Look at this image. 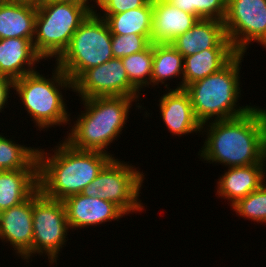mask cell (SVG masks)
I'll return each instance as SVG.
<instances>
[{
  "label": "cell",
  "mask_w": 266,
  "mask_h": 267,
  "mask_svg": "<svg viewBox=\"0 0 266 267\" xmlns=\"http://www.w3.org/2000/svg\"><path fill=\"white\" fill-rule=\"evenodd\" d=\"M201 157L229 167L266 160V110L253 107L245 115L210 123Z\"/></svg>",
  "instance_id": "obj_1"
},
{
  "label": "cell",
  "mask_w": 266,
  "mask_h": 267,
  "mask_svg": "<svg viewBox=\"0 0 266 267\" xmlns=\"http://www.w3.org/2000/svg\"><path fill=\"white\" fill-rule=\"evenodd\" d=\"M56 151L45 159V152L38 150V183L46 197L60 201L80 194L113 158L100 151L75 149L66 141Z\"/></svg>",
  "instance_id": "obj_2"
},
{
  "label": "cell",
  "mask_w": 266,
  "mask_h": 267,
  "mask_svg": "<svg viewBox=\"0 0 266 267\" xmlns=\"http://www.w3.org/2000/svg\"><path fill=\"white\" fill-rule=\"evenodd\" d=\"M134 99L124 96L82 99L87 110L76 121L65 141L78 150L107 153L105 148L122 131Z\"/></svg>",
  "instance_id": "obj_3"
},
{
  "label": "cell",
  "mask_w": 266,
  "mask_h": 267,
  "mask_svg": "<svg viewBox=\"0 0 266 267\" xmlns=\"http://www.w3.org/2000/svg\"><path fill=\"white\" fill-rule=\"evenodd\" d=\"M244 54H237L220 71L187 85L195 118L205 125L211 117L228 120L245 115L251 106L235 109L239 90V65Z\"/></svg>",
  "instance_id": "obj_4"
},
{
  "label": "cell",
  "mask_w": 266,
  "mask_h": 267,
  "mask_svg": "<svg viewBox=\"0 0 266 267\" xmlns=\"http://www.w3.org/2000/svg\"><path fill=\"white\" fill-rule=\"evenodd\" d=\"M113 58L109 27L95 11L82 22L56 63L74 82L85 70Z\"/></svg>",
  "instance_id": "obj_5"
},
{
  "label": "cell",
  "mask_w": 266,
  "mask_h": 267,
  "mask_svg": "<svg viewBox=\"0 0 266 267\" xmlns=\"http://www.w3.org/2000/svg\"><path fill=\"white\" fill-rule=\"evenodd\" d=\"M92 8V9H91ZM94 7L43 2L37 5L33 46L44 59L59 57ZM57 55V56H56Z\"/></svg>",
  "instance_id": "obj_6"
},
{
  "label": "cell",
  "mask_w": 266,
  "mask_h": 267,
  "mask_svg": "<svg viewBox=\"0 0 266 267\" xmlns=\"http://www.w3.org/2000/svg\"><path fill=\"white\" fill-rule=\"evenodd\" d=\"M56 67L55 72L52 73L55 74L52 79L54 81L44 78L36 71L14 80L13 88L17 91L16 94H19L24 107L39 128L61 125L60 123L69 121L65 103L57 85L73 89V82L58 66Z\"/></svg>",
  "instance_id": "obj_7"
},
{
  "label": "cell",
  "mask_w": 266,
  "mask_h": 267,
  "mask_svg": "<svg viewBox=\"0 0 266 267\" xmlns=\"http://www.w3.org/2000/svg\"><path fill=\"white\" fill-rule=\"evenodd\" d=\"M142 177L140 171L113 157L81 194L113 202L125 214L140 211L143 206L137 200Z\"/></svg>",
  "instance_id": "obj_8"
},
{
  "label": "cell",
  "mask_w": 266,
  "mask_h": 267,
  "mask_svg": "<svg viewBox=\"0 0 266 267\" xmlns=\"http://www.w3.org/2000/svg\"><path fill=\"white\" fill-rule=\"evenodd\" d=\"M68 229L63 201L46 197L38 188L33 193V254L44 251L54 263Z\"/></svg>",
  "instance_id": "obj_9"
},
{
  "label": "cell",
  "mask_w": 266,
  "mask_h": 267,
  "mask_svg": "<svg viewBox=\"0 0 266 267\" xmlns=\"http://www.w3.org/2000/svg\"><path fill=\"white\" fill-rule=\"evenodd\" d=\"M223 24L238 54H244L251 41L266 47V0H227Z\"/></svg>",
  "instance_id": "obj_10"
},
{
  "label": "cell",
  "mask_w": 266,
  "mask_h": 267,
  "mask_svg": "<svg viewBox=\"0 0 266 267\" xmlns=\"http://www.w3.org/2000/svg\"><path fill=\"white\" fill-rule=\"evenodd\" d=\"M73 89L82 99L108 96L138 98L139 91L129 82L121 58H113L85 70L74 82Z\"/></svg>",
  "instance_id": "obj_11"
},
{
  "label": "cell",
  "mask_w": 266,
  "mask_h": 267,
  "mask_svg": "<svg viewBox=\"0 0 266 267\" xmlns=\"http://www.w3.org/2000/svg\"><path fill=\"white\" fill-rule=\"evenodd\" d=\"M0 239L27 259L33 253V194L24 202L0 212Z\"/></svg>",
  "instance_id": "obj_12"
},
{
  "label": "cell",
  "mask_w": 266,
  "mask_h": 267,
  "mask_svg": "<svg viewBox=\"0 0 266 267\" xmlns=\"http://www.w3.org/2000/svg\"><path fill=\"white\" fill-rule=\"evenodd\" d=\"M184 57L207 49H234L222 21L198 19L193 27L170 43Z\"/></svg>",
  "instance_id": "obj_13"
},
{
  "label": "cell",
  "mask_w": 266,
  "mask_h": 267,
  "mask_svg": "<svg viewBox=\"0 0 266 267\" xmlns=\"http://www.w3.org/2000/svg\"><path fill=\"white\" fill-rule=\"evenodd\" d=\"M69 227H84L122 217L125 213L113 202L75 194L63 200Z\"/></svg>",
  "instance_id": "obj_14"
},
{
  "label": "cell",
  "mask_w": 266,
  "mask_h": 267,
  "mask_svg": "<svg viewBox=\"0 0 266 267\" xmlns=\"http://www.w3.org/2000/svg\"><path fill=\"white\" fill-rule=\"evenodd\" d=\"M198 18L180 10L167 0H153V21L150 43H171L190 30Z\"/></svg>",
  "instance_id": "obj_15"
},
{
  "label": "cell",
  "mask_w": 266,
  "mask_h": 267,
  "mask_svg": "<svg viewBox=\"0 0 266 267\" xmlns=\"http://www.w3.org/2000/svg\"><path fill=\"white\" fill-rule=\"evenodd\" d=\"M160 111L169 131L184 135L203 128L195 118L188 93L184 89L171 90L160 99Z\"/></svg>",
  "instance_id": "obj_16"
},
{
  "label": "cell",
  "mask_w": 266,
  "mask_h": 267,
  "mask_svg": "<svg viewBox=\"0 0 266 267\" xmlns=\"http://www.w3.org/2000/svg\"><path fill=\"white\" fill-rule=\"evenodd\" d=\"M42 57L36 52L33 42L25 38L0 39V75L12 78H22L24 75L34 72L29 68ZM36 61V62H35ZM29 69H25L24 65Z\"/></svg>",
  "instance_id": "obj_17"
},
{
  "label": "cell",
  "mask_w": 266,
  "mask_h": 267,
  "mask_svg": "<svg viewBox=\"0 0 266 267\" xmlns=\"http://www.w3.org/2000/svg\"><path fill=\"white\" fill-rule=\"evenodd\" d=\"M37 5L14 1L0 4V39L25 38L33 42Z\"/></svg>",
  "instance_id": "obj_18"
},
{
  "label": "cell",
  "mask_w": 266,
  "mask_h": 267,
  "mask_svg": "<svg viewBox=\"0 0 266 267\" xmlns=\"http://www.w3.org/2000/svg\"><path fill=\"white\" fill-rule=\"evenodd\" d=\"M265 164L230 167L218 182V195L230 199L234 205L263 184Z\"/></svg>",
  "instance_id": "obj_19"
},
{
  "label": "cell",
  "mask_w": 266,
  "mask_h": 267,
  "mask_svg": "<svg viewBox=\"0 0 266 267\" xmlns=\"http://www.w3.org/2000/svg\"><path fill=\"white\" fill-rule=\"evenodd\" d=\"M38 188V169L0 171V212L24 202Z\"/></svg>",
  "instance_id": "obj_20"
},
{
  "label": "cell",
  "mask_w": 266,
  "mask_h": 267,
  "mask_svg": "<svg viewBox=\"0 0 266 267\" xmlns=\"http://www.w3.org/2000/svg\"><path fill=\"white\" fill-rule=\"evenodd\" d=\"M237 54L235 49H207L184 57L183 83L176 89L220 71Z\"/></svg>",
  "instance_id": "obj_21"
},
{
  "label": "cell",
  "mask_w": 266,
  "mask_h": 267,
  "mask_svg": "<svg viewBox=\"0 0 266 267\" xmlns=\"http://www.w3.org/2000/svg\"><path fill=\"white\" fill-rule=\"evenodd\" d=\"M103 18L111 34L128 35L131 33L144 35L149 41L152 32L153 0L139 8L118 14H104Z\"/></svg>",
  "instance_id": "obj_22"
},
{
  "label": "cell",
  "mask_w": 266,
  "mask_h": 267,
  "mask_svg": "<svg viewBox=\"0 0 266 267\" xmlns=\"http://www.w3.org/2000/svg\"><path fill=\"white\" fill-rule=\"evenodd\" d=\"M184 56L170 43L153 44V72L151 83L158 84L167 78L183 75Z\"/></svg>",
  "instance_id": "obj_23"
},
{
  "label": "cell",
  "mask_w": 266,
  "mask_h": 267,
  "mask_svg": "<svg viewBox=\"0 0 266 267\" xmlns=\"http://www.w3.org/2000/svg\"><path fill=\"white\" fill-rule=\"evenodd\" d=\"M38 169V150L14 144L0 135V171Z\"/></svg>",
  "instance_id": "obj_24"
},
{
  "label": "cell",
  "mask_w": 266,
  "mask_h": 267,
  "mask_svg": "<svg viewBox=\"0 0 266 267\" xmlns=\"http://www.w3.org/2000/svg\"><path fill=\"white\" fill-rule=\"evenodd\" d=\"M129 82L139 91L143 85L151 84L153 72V44L145 50L121 58ZM146 76H149L148 78ZM149 79V81L147 80Z\"/></svg>",
  "instance_id": "obj_25"
},
{
  "label": "cell",
  "mask_w": 266,
  "mask_h": 267,
  "mask_svg": "<svg viewBox=\"0 0 266 267\" xmlns=\"http://www.w3.org/2000/svg\"><path fill=\"white\" fill-rule=\"evenodd\" d=\"M241 216L257 222L266 223V186L263 183L258 189L239 199L231 205Z\"/></svg>",
  "instance_id": "obj_26"
},
{
  "label": "cell",
  "mask_w": 266,
  "mask_h": 267,
  "mask_svg": "<svg viewBox=\"0 0 266 267\" xmlns=\"http://www.w3.org/2000/svg\"><path fill=\"white\" fill-rule=\"evenodd\" d=\"M150 44V41L144 35L134 33L128 35L111 34V50L114 58H124L139 53Z\"/></svg>",
  "instance_id": "obj_27"
},
{
  "label": "cell",
  "mask_w": 266,
  "mask_h": 267,
  "mask_svg": "<svg viewBox=\"0 0 266 267\" xmlns=\"http://www.w3.org/2000/svg\"><path fill=\"white\" fill-rule=\"evenodd\" d=\"M227 0H196V17L224 21Z\"/></svg>",
  "instance_id": "obj_28"
},
{
  "label": "cell",
  "mask_w": 266,
  "mask_h": 267,
  "mask_svg": "<svg viewBox=\"0 0 266 267\" xmlns=\"http://www.w3.org/2000/svg\"><path fill=\"white\" fill-rule=\"evenodd\" d=\"M152 0H96L104 14H118L148 5Z\"/></svg>",
  "instance_id": "obj_29"
},
{
  "label": "cell",
  "mask_w": 266,
  "mask_h": 267,
  "mask_svg": "<svg viewBox=\"0 0 266 267\" xmlns=\"http://www.w3.org/2000/svg\"><path fill=\"white\" fill-rule=\"evenodd\" d=\"M14 87V80L10 77L0 75V112L9 98V89Z\"/></svg>",
  "instance_id": "obj_30"
},
{
  "label": "cell",
  "mask_w": 266,
  "mask_h": 267,
  "mask_svg": "<svg viewBox=\"0 0 266 267\" xmlns=\"http://www.w3.org/2000/svg\"><path fill=\"white\" fill-rule=\"evenodd\" d=\"M180 10L189 12L196 16V0H167Z\"/></svg>",
  "instance_id": "obj_31"
},
{
  "label": "cell",
  "mask_w": 266,
  "mask_h": 267,
  "mask_svg": "<svg viewBox=\"0 0 266 267\" xmlns=\"http://www.w3.org/2000/svg\"><path fill=\"white\" fill-rule=\"evenodd\" d=\"M44 2L69 3L80 6H89L87 5L88 0H45Z\"/></svg>",
  "instance_id": "obj_32"
},
{
  "label": "cell",
  "mask_w": 266,
  "mask_h": 267,
  "mask_svg": "<svg viewBox=\"0 0 266 267\" xmlns=\"http://www.w3.org/2000/svg\"><path fill=\"white\" fill-rule=\"evenodd\" d=\"M16 1L24 2V3H31L34 5H39V4L43 3L45 0H16Z\"/></svg>",
  "instance_id": "obj_33"
},
{
  "label": "cell",
  "mask_w": 266,
  "mask_h": 267,
  "mask_svg": "<svg viewBox=\"0 0 266 267\" xmlns=\"http://www.w3.org/2000/svg\"><path fill=\"white\" fill-rule=\"evenodd\" d=\"M16 0H0V4H4V3H11L14 2Z\"/></svg>",
  "instance_id": "obj_34"
}]
</instances>
